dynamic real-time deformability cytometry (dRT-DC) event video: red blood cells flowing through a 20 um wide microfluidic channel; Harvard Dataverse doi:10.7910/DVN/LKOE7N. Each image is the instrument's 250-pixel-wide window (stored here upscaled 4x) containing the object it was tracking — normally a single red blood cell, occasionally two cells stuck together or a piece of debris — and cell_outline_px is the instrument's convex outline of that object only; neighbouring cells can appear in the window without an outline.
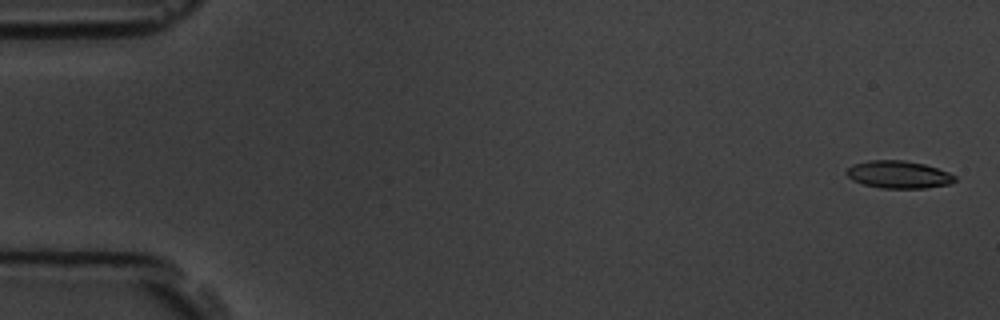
{"species": "common noctule bat (a hibernating species)", "species_latin": "Nyctalus noctula", "temperature_condition": "room temperature", "stored_images_in_passage": 5, "camera_frame_rate_fps": 3000, "um_per_image_px": 0.085, "animal": {"sex": "male", "body_mass_g": 19.5, "forearm_length_mm": 54.6}, "frame": {"image": 1, "passage_image": 1, "time_ms": 0.0, "image_size_px": [1000, 320], "cell_outline_px": [[956, 180], [952, 184], [924, 188], [880, 188], [864, 184], [852, 180], [844, 172], [852, 164], [868, 160], [904, 160], [924, 164], [948, 172], [956, 176]], "centroid_in_image_um": [76.37, 14.83], "position_along_channel_um": 8.6, "area_um2": 17.46}}
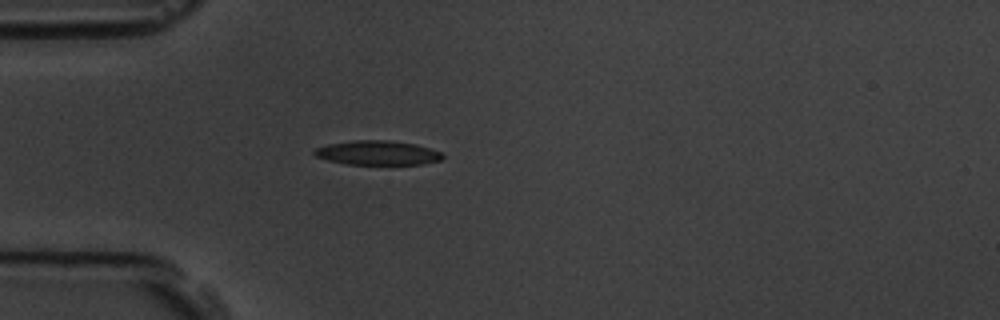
{"frame": {"image": 2, "passage_image": 5, "time_ms": 4.667, "image_size_px": [1000, 320], "cell_outline_px": [[444, 156], [440, 160], [424, 164], [348, 164], [328, 160], [316, 156], [312, 152], [312, 148], [328, 144], [352, 140], [388, 140], [416, 144], [440, 152]], "centroid_in_image_um": [32.05, 12.98], "position_along_channel_um": 53.0, "area_um2": 18.15}}